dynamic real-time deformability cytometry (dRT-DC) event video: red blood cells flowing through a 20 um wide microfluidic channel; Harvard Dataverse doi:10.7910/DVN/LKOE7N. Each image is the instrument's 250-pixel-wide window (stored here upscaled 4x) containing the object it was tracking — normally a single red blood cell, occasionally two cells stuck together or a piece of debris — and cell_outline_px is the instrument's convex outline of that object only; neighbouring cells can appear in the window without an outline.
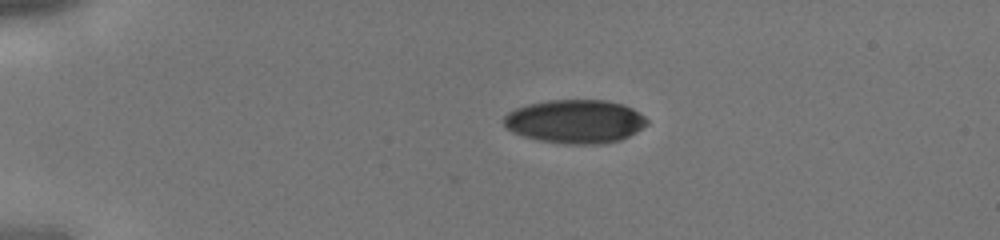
{"species": "human", "species_latin": "Homo sapiens", "temperature_condition": "cold", "stored_images_in_passage": 4, "camera_frame_rate_fps": 3000, "um_per_image_px": 0.085, "donor": {"sex": "male"}, "frame": {"image": 1, "passage_image": 1, "time_ms": 0.0, "image_size_px": [1000, 240], "cell_outline_px": [[648, 124], [636, 132], [620, 140], [604, 144], [564, 144], [536, 140], [512, 132], [500, 120], [508, 112], [516, 108], [528, 104], [548, 100], [604, 100], [624, 104], [640, 112], [648, 120]], "centroid_in_image_um": [48.89, 10.32], "position_along_channel_um": 36.1, "area_um2": 36.7}}
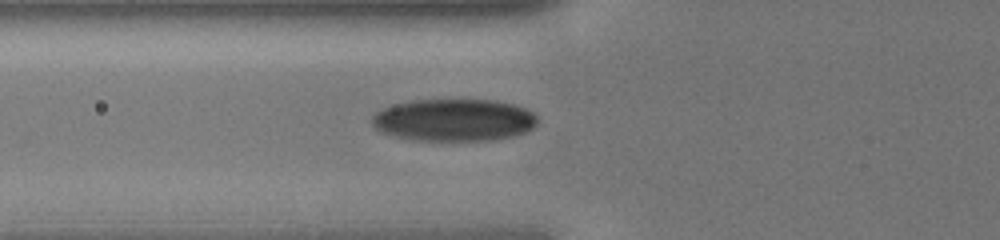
{"frame": {"image": 2, "passage_image": 4, "time_ms": 1.0, "image_size_px": [1000, 240], "cell_outline_px": [[536, 124], [532, 128], [524, 132], [512, 136], [496, 140], [412, 140], [380, 132], [372, 124], [372, 116], [376, 112], [384, 108], [396, 104], [412, 100], [496, 100], [516, 104], [532, 112], [536, 116]], "centroid_in_image_um": [38.59, 10.2], "position_along_channel_um": 87.2, "area_um2": 40.69}}